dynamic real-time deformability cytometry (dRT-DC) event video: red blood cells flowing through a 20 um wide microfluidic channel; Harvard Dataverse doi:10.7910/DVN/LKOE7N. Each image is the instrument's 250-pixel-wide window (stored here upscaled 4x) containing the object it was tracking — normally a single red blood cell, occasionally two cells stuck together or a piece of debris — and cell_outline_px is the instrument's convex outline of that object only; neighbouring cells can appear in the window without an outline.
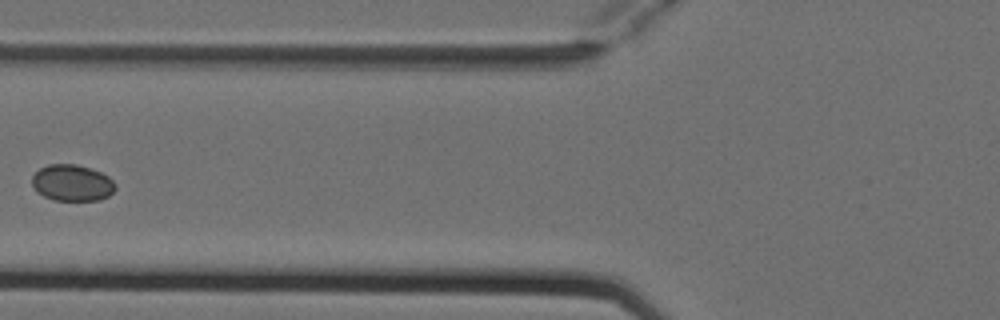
{"species": "Egyptian fruit bat (a non-hibernating species)", "species_latin": "Rousettus aegyptiacus", "temperature_condition": "cold", "stored_images_in_passage": 5, "camera_frame_rate_fps": 3000, "um_per_image_px": 0.085, "animal": {"sex": "female"}, "frame": {"image": 1, "passage_image": 4, "time_ms": 1.0, "image_size_px": [1000, 320], "cell_outline_px": [[116, 188], [108, 196], [100, 200], [56, 200], [44, 196], [36, 192], [32, 184], [32, 176], [40, 168], [48, 164], [76, 164], [100, 172], [108, 176], [116, 184]], "centroid_in_image_um": [6.12, 15.54], "position_along_channel_um": 119.7, "area_um2": 17.63}}
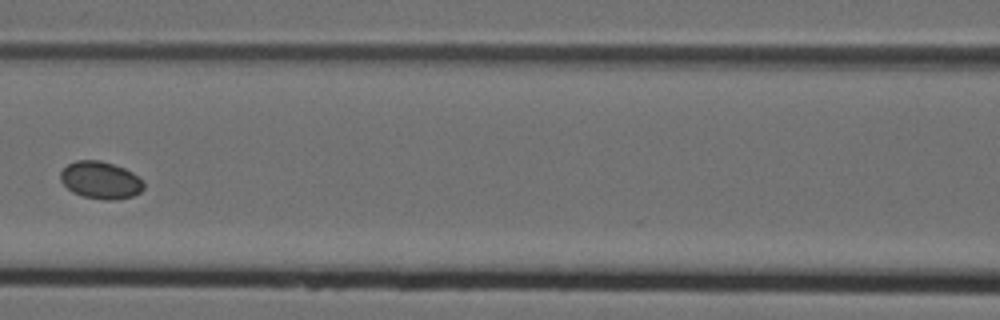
{"frame": {"image": 2, "passage_image": 5, "time_ms": 1.333, "image_size_px": [1000, 320], "cell_outline_px": [[144, 188], [140, 192], [132, 196], [112, 200], [104, 200], [84, 196], [72, 192], [60, 180], [60, 172], [68, 164], [76, 160], [100, 160], [124, 168], [132, 172], [144, 180]], "centroid_in_image_um": [8.56, 15.31], "position_along_channel_um": 158.0, "area_um2": 18.09}}